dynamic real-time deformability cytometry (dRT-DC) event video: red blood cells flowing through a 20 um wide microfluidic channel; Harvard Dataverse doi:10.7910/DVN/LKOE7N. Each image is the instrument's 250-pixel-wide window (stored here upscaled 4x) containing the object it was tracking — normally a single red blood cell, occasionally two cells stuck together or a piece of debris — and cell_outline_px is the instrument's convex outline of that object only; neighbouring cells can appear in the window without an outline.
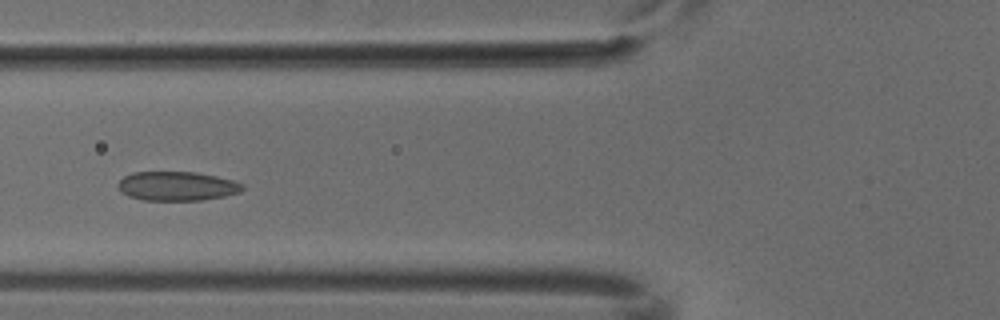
{"species": "common noctule bat (a hibernating species)", "species_latin": "Nyctalus noctula", "temperature_condition": "cold", "stored_images_in_passage": 4, "camera_frame_rate_fps": 3000, "um_per_image_px": 0.085, "animal": {"sex": "male", "body_mass_g": 18.8}, "frame": {"image": 1, "passage_image": 4, "time_ms": 1.0, "image_size_px": [1000, 320], "cell_outline_px": [[244, 188], [240, 192], [224, 196], [200, 200], [144, 200], [128, 196], [120, 192], [116, 184], [124, 176], [132, 172], [196, 172], [216, 176], [232, 180], [244, 184]], "centroid_in_image_um": [15.01, 15.81], "position_along_channel_um": 110.8, "area_um2": 21.21}}